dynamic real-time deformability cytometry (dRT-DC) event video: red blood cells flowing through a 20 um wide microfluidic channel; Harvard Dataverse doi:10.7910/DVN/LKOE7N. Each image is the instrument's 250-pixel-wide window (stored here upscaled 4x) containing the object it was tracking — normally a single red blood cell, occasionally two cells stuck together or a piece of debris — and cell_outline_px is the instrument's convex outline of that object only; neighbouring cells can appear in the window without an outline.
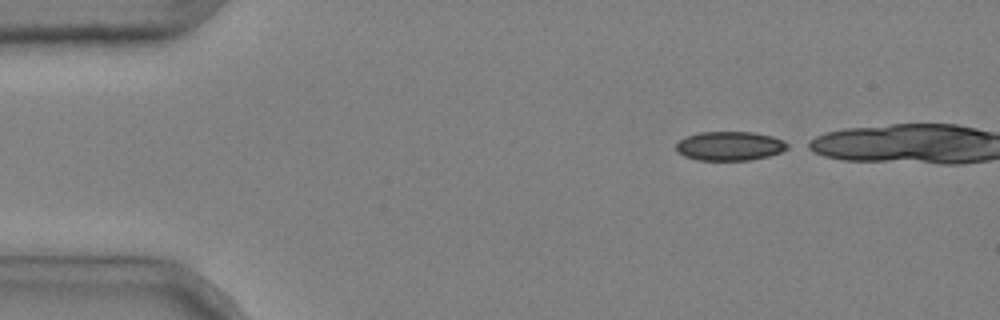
{"species": "common noctule bat (a hibernating species)", "species_latin": "Nyctalus noctula", "temperature_condition": "cold", "stored_images_in_passage": 5, "camera_frame_rate_fps": 3000, "um_per_image_px": 0.085, "animal": {"sex": "male", "body_mass_g": 20.4}, "frame": {"image": 1, "passage_image": 1, "time_ms": 0.0, "image_size_px": [1000, 320], "cell_outline_px": [[792, 144], [788, 148], [780, 152], [768, 156], [752, 160], [696, 160], [684, 156], [676, 152], [676, 144], [684, 136], [700, 132], [756, 132], [772, 136], [784, 140]], "centroid_in_image_um": [62.04, 12.4], "position_along_channel_um": 23.0, "area_um2": 19.19}}